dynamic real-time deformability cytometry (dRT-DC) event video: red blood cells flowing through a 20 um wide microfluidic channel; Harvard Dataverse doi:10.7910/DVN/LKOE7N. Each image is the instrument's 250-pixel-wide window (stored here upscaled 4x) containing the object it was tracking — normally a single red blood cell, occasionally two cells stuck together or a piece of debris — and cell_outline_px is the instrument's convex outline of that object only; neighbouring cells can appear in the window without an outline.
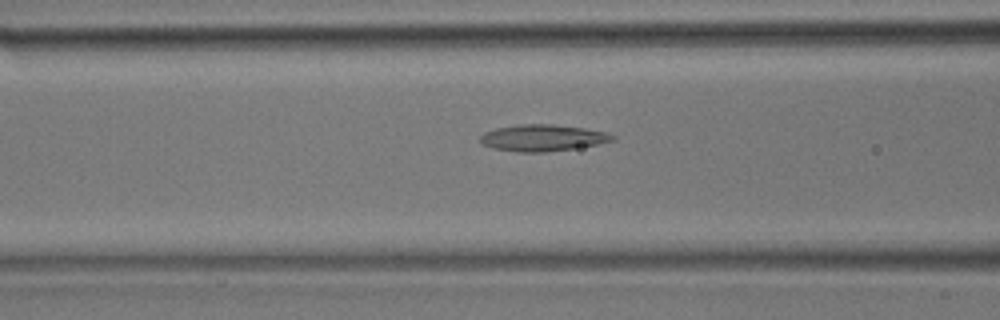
{"species": "common noctule bat (a hibernating species)", "species_latin": "Nyctalus noctula", "temperature_condition": "room temperature", "stored_images_in_passage": 27, "camera_frame_rate_fps": 3000, "um_per_image_px": 0.085, "animal": {"sex": "male", "body_mass_g": 17.9}, "frame": {"image": 1, "passage_image": 7, "time_ms": 2.0, "image_size_px": [1000, 320], "cell_outline_px": [[616, 140], [596, 144], [572, 148], [544, 152], [520, 152], [492, 148], [484, 144], [480, 140], [480, 136], [484, 132], [496, 128], [520, 124], [552, 124], [584, 128], [608, 132], [616, 136]], "centroid_in_image_um": [46.14, 11.71], "position_along_channel_um": 120.5, "area_um2": 20.35}}
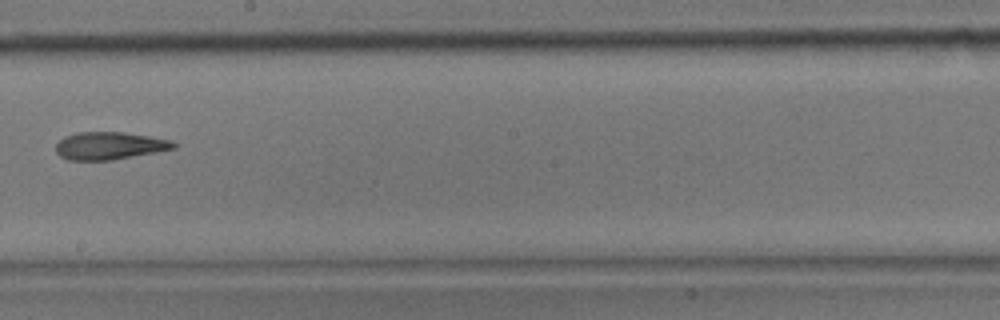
{"frame": {"image": 2, "passage_image": 14, "time_ms": 4.333, "image_size_px": [1000, 320], "cell_outline_px": [[180, 144], [176, 148], [156, 152], [112, 160], [68, 160], [60, 156], [56, 152], [56, 144], [64, 136], [76, 132], [124, 132], [172, 140]], "centroid_in_image_um": [9.33, 12.38], "position_along_channel_um": 238.9, "area_um2": 19.07}}
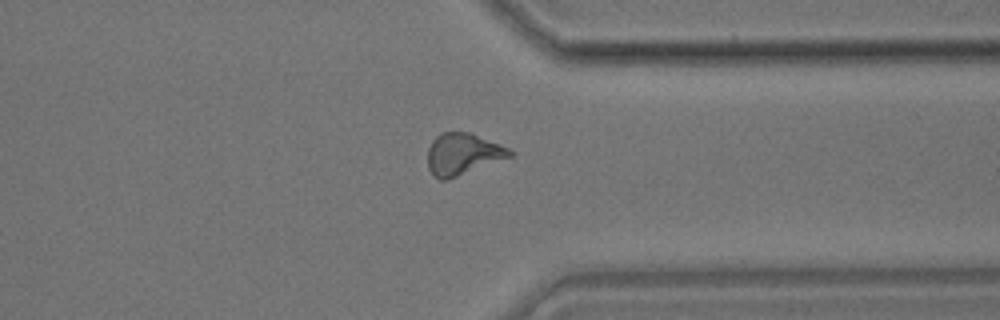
{"frame": {"image": 3, "passage_image": 22, "time_ms": 7.0, "image_size_px": [1000, 320], "cell_outline_px": [[512, 156], [448, 180], [440, 180], [428, 168], [428, 148], [432, 140], [440, 132], [468, 132], [508, 148], [512, 152]], "centroid_in_image_um": [39.3, 13.1], "position_along_channel_um": 372.1, "area_um2": 19.65}}